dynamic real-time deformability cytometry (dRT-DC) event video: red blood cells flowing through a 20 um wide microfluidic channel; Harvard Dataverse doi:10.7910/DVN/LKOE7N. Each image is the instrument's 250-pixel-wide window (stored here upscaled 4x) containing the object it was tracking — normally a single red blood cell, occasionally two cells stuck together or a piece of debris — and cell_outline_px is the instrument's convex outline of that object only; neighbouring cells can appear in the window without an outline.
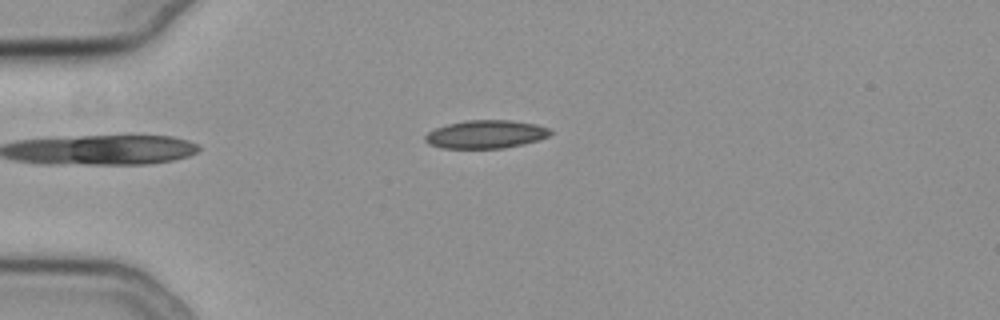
{"species": "common noctule bat (a hibernating species)", "species_latin": "Nyctalus noctula", "temperature_condition": "cold", "stored_images_in_passage": 38, "camera_frame_rate_fps": 3000, "um_per_image_px": 0.085, "animal": {"sex": "female", "body_mass_g": 19.3, "forearm_length_mm": 54.1}, "frame": {"image": 1, "passage_image": 1, "time_ms": 0.0, "image_size_px": [1000, 320], "cell_outline_px": [[552, 132], [548, 136], [540, 140], [524, 144], [504, 148], [440, 148], [428, 144], [424, 140], [424, 136], [428, 132], [436, 128], [448, 124], [464, 120], [512, 120], [536, 124], [548, 128]], "centroid_in_image_um": [41.29, 11.41], "position_along_channel_um": 43.7, "area_um2": 20.69}}
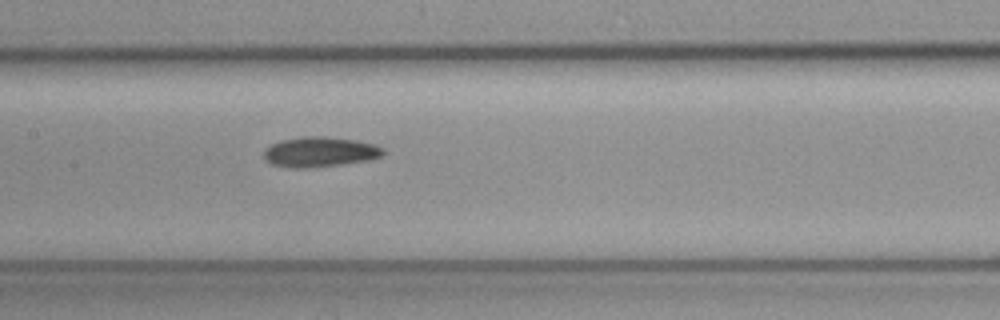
{"frame": {"image": 2, "passage_image": 14, "time_ms": 4.333, "image_size_px": [1000, 320], "cell_outline_px": [[384, 152], [380, 156], [372, 160], [340, 164], [304, 168], [292, 168], [272, 164], [264, 160], [264, 152], [272, 144], [280, 140], [300, 136], [328, 136], [356, 140], [376, 144], [384, 148]], "centroid_in_image_um": [27.21, 12.9], "position_along_channel_um": 180.2, "area_um2": 21.04}}
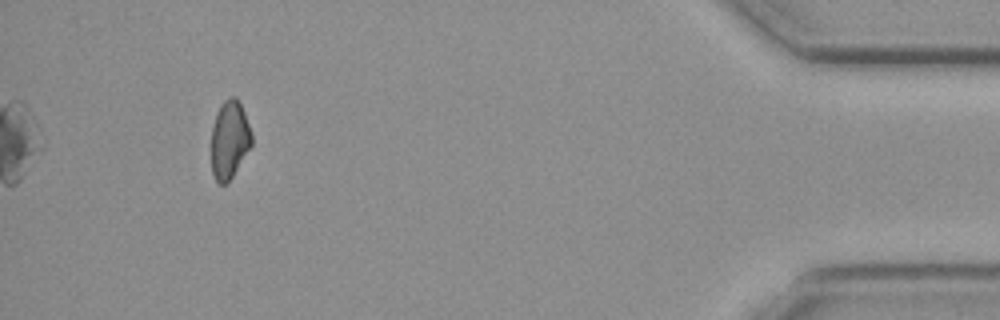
{"frame": {"image": 3, "passage_image": 38, "time_ms": 12.333, "image_size_px": [1000, 320], "cell_outline_px": [[252, 144], [232, 176], [224, 184], [220, 184], [216, 180], [212, 172], [212, 128], [216, 112], [220, 104], [228, 96], [236, 96], [244, 112], [252, 136]], "centroid_in_image_um": [19.49, 11.82], "position_along_channel_um": 415.7, "area_um2": 18.09}}